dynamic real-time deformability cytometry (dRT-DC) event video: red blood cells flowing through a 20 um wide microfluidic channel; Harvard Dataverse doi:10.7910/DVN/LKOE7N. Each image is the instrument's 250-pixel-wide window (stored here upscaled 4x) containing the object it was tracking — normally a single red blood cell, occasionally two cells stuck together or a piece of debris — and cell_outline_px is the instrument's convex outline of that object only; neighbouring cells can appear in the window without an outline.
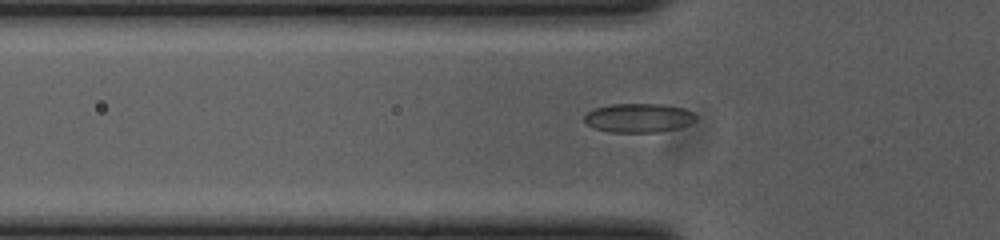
{"species": "common noctule bat (a hibernating species)", "species_latin": "Nyctalus noctula", "temperature_condition": "cold", "stored_images_in_passage": 39, "camera_frame_rate_fps": 3000, "um_per_image_px": 0.085, "animal": {"sex": "female", "body_mass_g": 23.0, "forearm_length_mm": 53.4}, "frame": {"image": 1, "passage_image": 2, "time_ms": 0.333, "image_size_px": [1000, 240], "cell_outline_px": [[696, 120], [688, 124], [676, 128], [656, 132], [612, 132], [596, 128], [588, 124], [584, 120], [584, 116], [588, 112], [596, 108], [612, 104], [660, 104], [684, 108], [692, 112], [696, 116]], "centroid_in_image_um": [54.29, 10.01], "position_along_channel_um": 71.5, "area_um2": 18.55}}
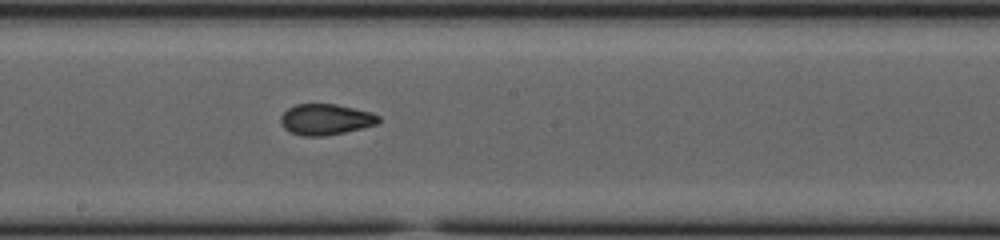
{"frame": {"image": 2, "passage_image": 14, "time_ms": 4.333, "image_size_px": [1000, 240], "cell_outline_px": [[380, 120], [376, 124], [344, 132], [324, 136], [304, 136], [292, 132], [284, 128], [280, 120], [280, 116], [288, 108], [296, 104], [336, 104], [372, 112], [380, 116]], "centroid_in_image_um": [27.68, 10.14], "position_along_channel_um": 220.5, "area_um2": 17.51}}
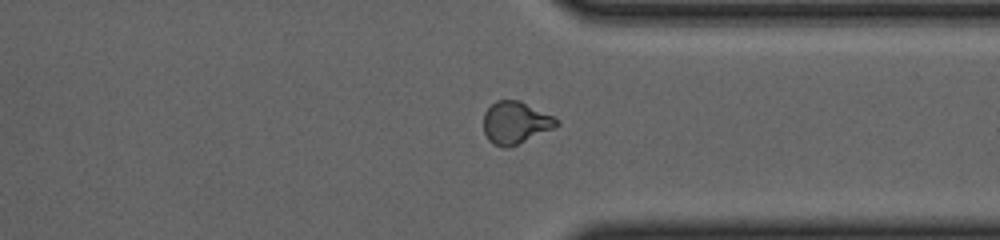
{"frame": {"image": 3, "passage_image": 26, "time_ms": 8.333, "image_size_px": [1000, 240], "cell_outline_px": [[560, 124], [556, 128], [508, 148], [504, 148], [492, 144], [488, 140], [484, 132], [484, 112], [496, 100], [520, 100], [560, 120]], "centroid_in_image_um": [43.83, 10.44], "position_along_channel_um": 367.6, "area_um2": 18.15}, "authors_computed_cell_mechanics": {"area_um2": 17.629, "velocity_mm_per_s": 3.7132, "shape_relaxation_time_tau1_ms": null, "shape_relaxation_time_tau2_ms": 2.3706, "deformation_change_tau1": null, "deformation_change_tau2": 0.0754}}